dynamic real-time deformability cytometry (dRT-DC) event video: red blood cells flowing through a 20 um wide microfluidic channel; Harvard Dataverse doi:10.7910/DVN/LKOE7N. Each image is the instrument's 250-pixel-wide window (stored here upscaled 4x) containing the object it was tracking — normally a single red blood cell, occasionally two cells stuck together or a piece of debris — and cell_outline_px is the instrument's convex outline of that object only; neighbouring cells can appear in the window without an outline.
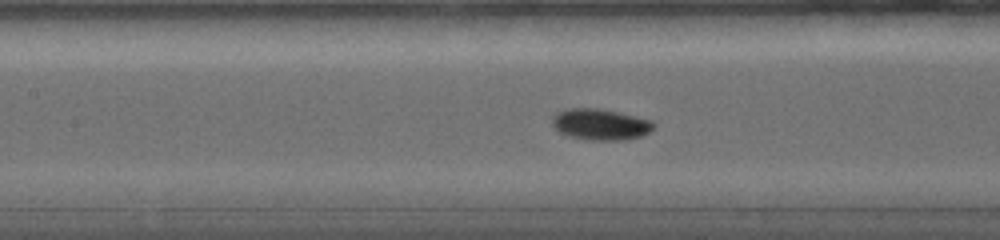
{"species": "common noctule bat (a hibernating species)", "species_latin": "Nyctalus noctula", "temperature_condition": "warm", "stored_images_in_passage": 70, "camera_frame_rate_fps": 5000, "um_per_image_px": 0.085, "animal": {"sex": "female", "body_mass_g": 19.0, "forearm_length_mm": 56.7}, "frame": {"image": 1, "passage_image": 18, "time_ms": 6.2, "image_size_px": [1000, 240], "cell_outline_px": [[652, 128], [648, 132], [640, 136], [624, 140], [592, 140], [572, 136], [560, 132], [552, 124], [552, 120], [560, 112], [572, 108], [596, 108], [616, 112], [652, 120]], "centroid_in_image_um": [51.05, 10.58], "position_along_channel_um": 156.3, "area_um2": 17.74}}
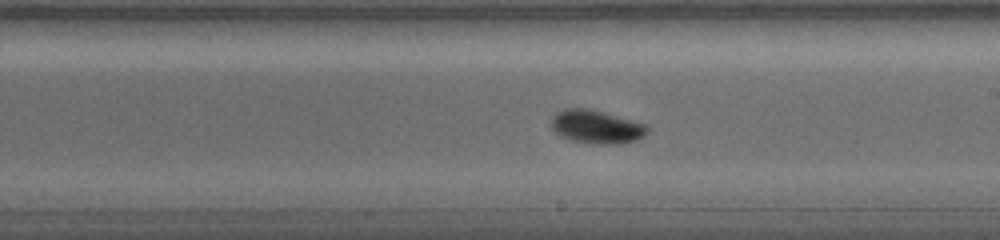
{"frame": {"image": 2, "passage_image": 31, "time_ms": 8.4, "image_size_px": [1000, 240], "cell_outline_px": [[648, 128], [636, 140], [616, 144], [604, 144], [572, 140], [556, 132], [552, 128], [552, 120], [560, 112], [568, 108], [584, 108], [600, 112], [644, 124]], "centroid_in_image_um": [50.68, 10.79], "position_along_channel_um": 238.3, "area_um2": 17.51}}
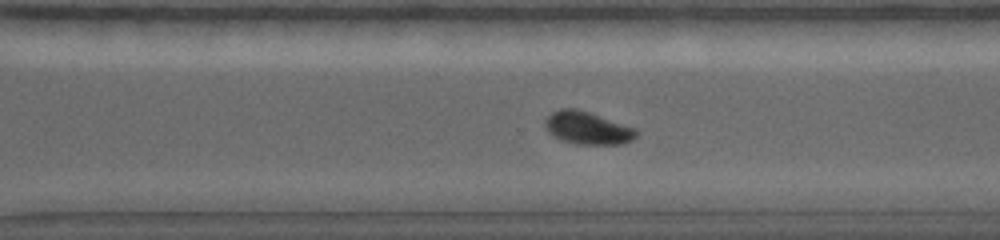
{"frame": {"image": 3, "passage_image": 44, "time_ms": 10.6, "image_size_px": [1000, 240], "cell_outline_px": [[636, 136], [628, 140], [616, 144], [588, 144], [568, 140], [556, 136], [548, 128], [548, 116], [552, 112], [564, 108], [572, 108], [632, 128], [636, 132]], "centroid_in_image_um": [49.93, 10.88], "position_along_channel_um": 320.7, "area_um2": 15.55}, "authors_computed_cell_mechanics": {"area_um2": 15.8083, "velocity_mm_per_s": 3.7432, "shape_relaxation_time_tau1_ms": 2.8686, "shape_relaxation_time_tau2_ms": null, "deformation_change_tau1": 0.1126, "deformation_change_tau2": null}}